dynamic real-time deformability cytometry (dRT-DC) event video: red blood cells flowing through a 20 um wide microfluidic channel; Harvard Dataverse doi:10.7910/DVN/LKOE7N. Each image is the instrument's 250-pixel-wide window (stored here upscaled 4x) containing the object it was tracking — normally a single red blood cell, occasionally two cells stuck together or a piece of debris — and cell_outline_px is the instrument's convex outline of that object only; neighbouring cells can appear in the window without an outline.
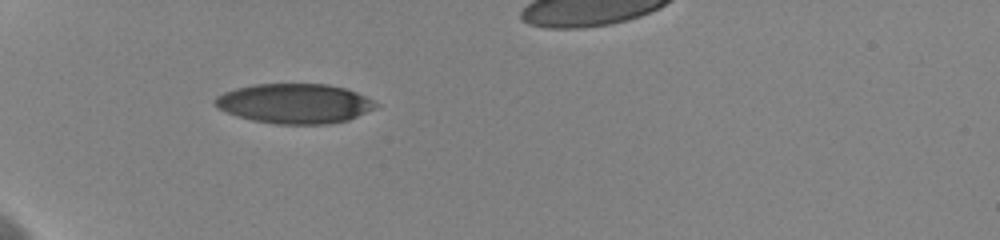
{"species": "human", "species_latin": "Homo sapiens", "temperature_condition": "cold", "stored_images_in_passage": 36, "camera_frame_rate_fps": 3000, "um_per_image_px": 0.085, "donor": {"sex": "female"}, "frame": {"image": 1, "passage_image": 5, "time_ms": 1.0, "image_size_px": [1000, 240], "cell_outline_px": [[380, 104], [376, 108], [348, 120], [328, 124], [276, 124], [252, 120], [236, 116], [220, 108], [212, 100], [216, 96], [224, 92], [236, 88], [256, 84], [328, 84], [344, 88], [356, 92]], "centroid_in_image_um": [25.05, 8.8], "position_along_channel_um": 59.9, "area_um2": 37.17}}